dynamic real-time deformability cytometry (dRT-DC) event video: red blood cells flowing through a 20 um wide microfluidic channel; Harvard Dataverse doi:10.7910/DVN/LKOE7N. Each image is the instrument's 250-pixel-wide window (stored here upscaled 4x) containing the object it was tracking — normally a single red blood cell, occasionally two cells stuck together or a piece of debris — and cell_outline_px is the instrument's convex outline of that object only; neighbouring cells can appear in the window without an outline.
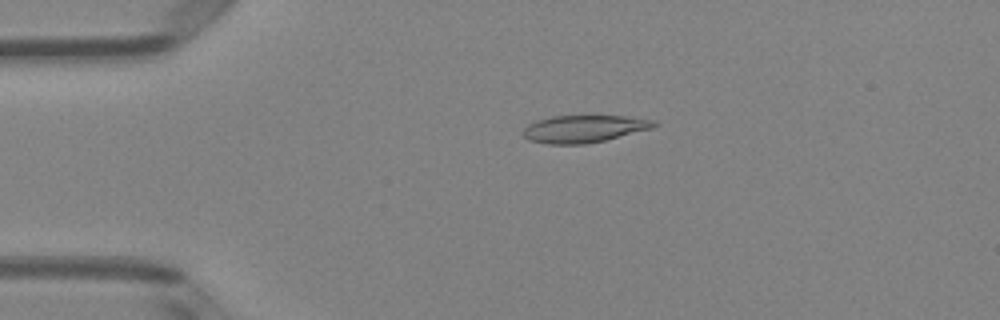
{"species": "Egyptian fruit bat (a non-hibernating species)", "species_latin": "Rousettus aegyptiacus", "temperature_condition": "room temperature", "stored_images_in_passage": 50, "camera_frame_rate_fps": 3000, "um_per_image_px": 0.085, "animal": {"sex": "female"}, "frame": {"image": 1, "passage_image": 11, "time_ms": 3.333, "image_size_px": [1000, 320], "cell_outline_px": [[660, 124], [652, 128], [604, 140], [584, 144], [548, 144], [528, 140], [520, 132], [528, 124], [536, 120], [552, 116], [624, 116], [656, 120]], "centroid_in_image_um": [49.61, 10.94], "position_along_channel_um": 35.4, "area_um2": 20.87}}
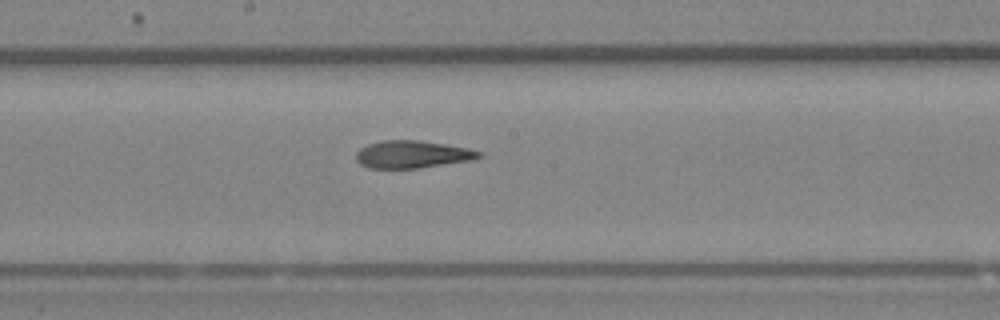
{"frame": {"image": 2, "passage_image": 27, "time_ms": 8.667, "image_size_px": [1000, 320], "cell_outline_px": [[484, 156], [472, 160], [420, 168], [368, 168], [360, 164], [356, 160], [356, 152], [360, 148], [368, 144], [384, 140], [420, 140], [468, 148], [480, 152]], "centroid_in_image_um": [35.04, 13.12], "position_along_channel_um": 213.2, "area_um2": 19.71}}
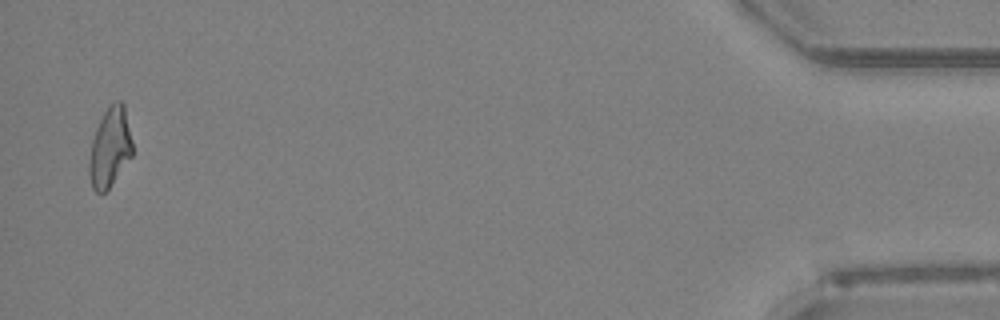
{"frame": {"image": 3, "passage_image": 49, "time_ms": 16.0, "image_size_px": [1000, 320], "cell_outline_px": [[132, 156], [108, 188], [104, 192], [96, 192], [92, 188], [88, 172], [88, 164], [92, 140], [96, 128], [104, 112], [116, 100], [120, 100], [124, 104], [132, 140]], "centroid_in_image_um": [9.34, 12.53], "position_along_channel_um": 425.9, "area_um2": 19.83}, "authors_computed_cell_mechanics": {"area_um2": 20.3167, "velocity_mm_per_s": 4.0815, "shape_relaxation_time_tau1_ms": null, "shape_relaxation_time_tau2_ms": 3.9674, "deformation_change_tau1": null, "deformation_change_tau2": 0.142}}